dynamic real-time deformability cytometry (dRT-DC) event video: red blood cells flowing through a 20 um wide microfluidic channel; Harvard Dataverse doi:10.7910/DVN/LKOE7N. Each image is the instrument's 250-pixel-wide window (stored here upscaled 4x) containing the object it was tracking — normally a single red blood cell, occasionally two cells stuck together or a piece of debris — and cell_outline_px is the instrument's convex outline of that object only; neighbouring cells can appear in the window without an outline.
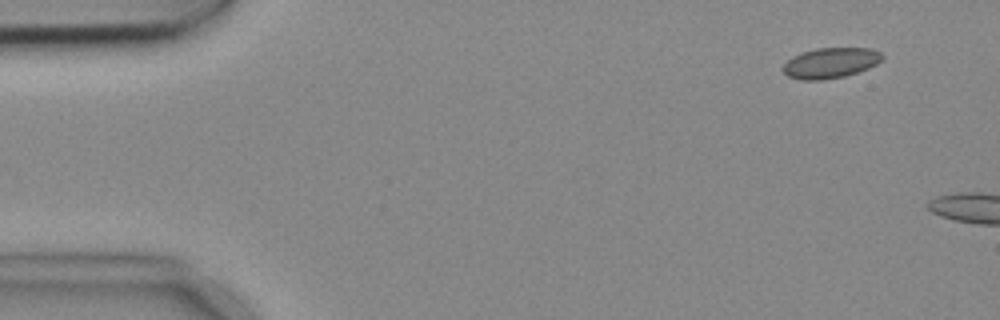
{"species": "common noctule bat (a hibernating species)", "species_latin": "Nyctalus noctula", "temperature_condition": "cold", "stored_images_in_passage": 3, "camera_frame_rate_fps": 3000, "um_per_image_px": 0.085, "animal": {"sex": "female", "body_mass_g": 18.4}, "frame": {"image": 1, "passage_image": 2, "time_ms": 0.333, "image_size_px": [1000, 320], "cell_outline_px": [[884, 56], [876, 64], [868, 68], [844, 76], [824, 80], [800, 80], [788, 76], [780, 68], [792, 56], [816, 48], [872, 48], [880, 52]], "centroid_in_image_um": [70.57, 5.35], "position_along_channel_um": 14.4, "area_um2": 17.57}}